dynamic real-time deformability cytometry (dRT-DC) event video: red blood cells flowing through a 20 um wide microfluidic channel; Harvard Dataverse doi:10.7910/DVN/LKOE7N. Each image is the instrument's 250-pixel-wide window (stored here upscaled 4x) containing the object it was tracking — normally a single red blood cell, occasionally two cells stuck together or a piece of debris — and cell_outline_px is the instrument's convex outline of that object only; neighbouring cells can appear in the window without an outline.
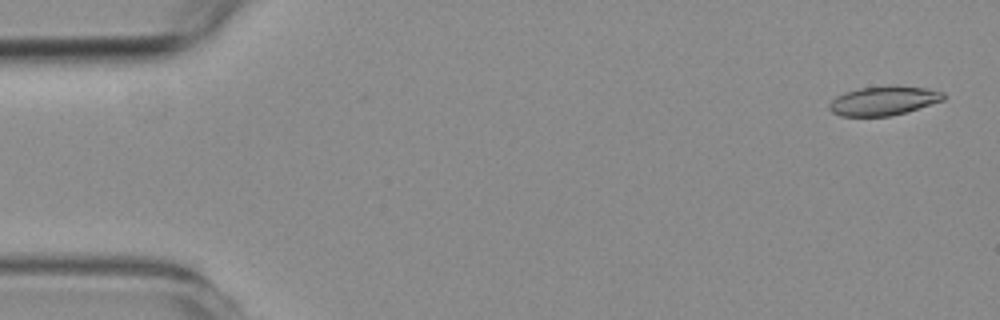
{"species": "common noctule bat (a hibernating species)", "species_latin": "Nyctalus noctula", "temperature_condition": "room temperature", "stored_images_in_passage": 14, "camera_frame_rate_fps": 3000, "um_per_image_px": 0.085, "animal": {"sex": "female", "body_mass_g": 19.3, "forearm_length_mm": 54.1}, "frame": {"image": 1, "passage_image": 2, "time_ms": 0.333, "image_size_px": [1000, 320], "cell_outline_px": [[944, 100], [904, 112], [888, 116], [840, 116], [832, 112], [828, 108], [828, 104], [836, 96], [844, 92], [860, 88], [924, 88], [944, 92]], "centroid_in_image_um": [75.03, 8.6], "position_along_channel_um": 10.0, "area_um2": 18.5}}
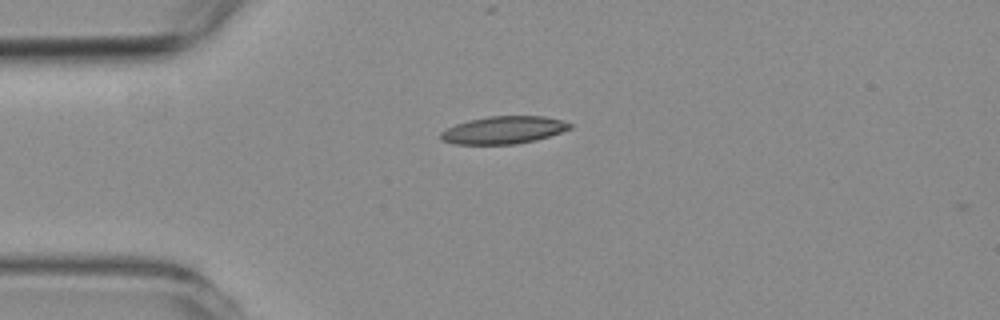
{"frame": {"image": 2, "passage_image": 13, "time_ms": 4.0, "image_size_px": [1000, 320], "cell_outline_px": [[572, 128], [536, 140], [516, 144], [452, 144], [444, 140], [440, 136], [440, 132], [456, 124], [488, 116], [544, 116], [560, 120], [572, 124]], "centroid_in_image_um": [42.81, 11.05], "position_along_channel_um": 42.2, "area_um2": 20.46}}